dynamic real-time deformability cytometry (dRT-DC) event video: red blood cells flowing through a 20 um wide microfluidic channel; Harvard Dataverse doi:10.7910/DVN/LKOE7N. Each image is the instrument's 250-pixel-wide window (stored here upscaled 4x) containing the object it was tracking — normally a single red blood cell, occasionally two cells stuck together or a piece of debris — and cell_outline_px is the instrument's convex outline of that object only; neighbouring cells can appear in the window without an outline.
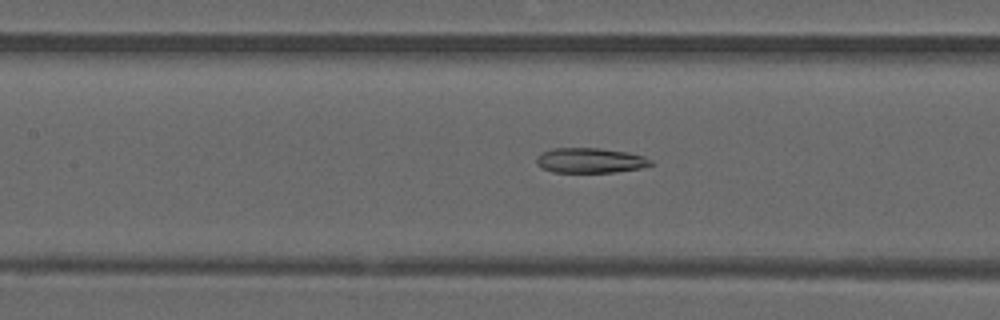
{"species": "common noctule bat (a hibernating species)", "species_latin": "Nyctalus noctula", "temperature_condition": "warm", "stored_images_in_passage": 41, "camera_frame_rate_fps": 3000, "um_per_image_px": 0.085, "animal": {"sex": "male", "forearm_length_mm": 52.5}, "frame": {"image": 1, "passage_image": 14, "time_ms": 4.333, "image_size_px": [1000, 320], "cell_outline_px": [[656, 164], [640, 168], [616, 172], [552, 172], [540, 168], [536, 164], [536, 156], [540, 152], [552, 148], [600, 148], [628, 152], [644, 156], [652, 160]], "centroid_in_image_um": [50.15, 13.63], "position_along_channel_um": 157.3, "area_um2": 16.99}}
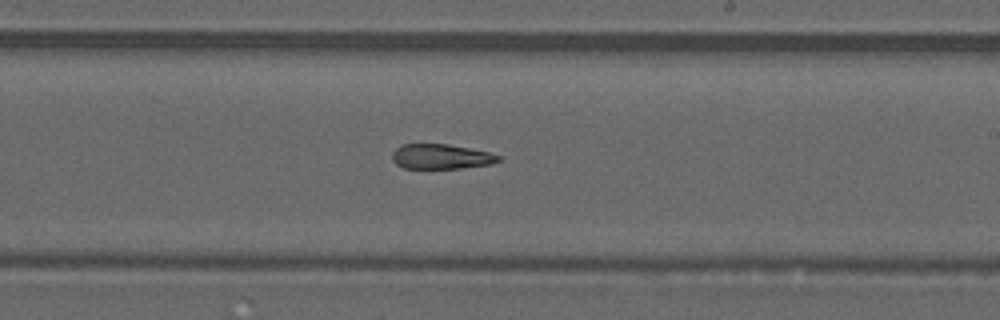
{"frame": {"image": 2, "passage_image": 21, "time_ms": 6.667, "image_size_px": [1000, 320], "cell_outline_px": [[500, 160], [492, 164], [460, 168], [404, 168], [396, 164], [392, 160], [392, 152], [400, 144], [448, 144], [488, 152], [500, 156]], "centroid_in_image_um": [37.45, 13.31], "position_along_channel_um": 251.5, "area_um2": 15.37}}
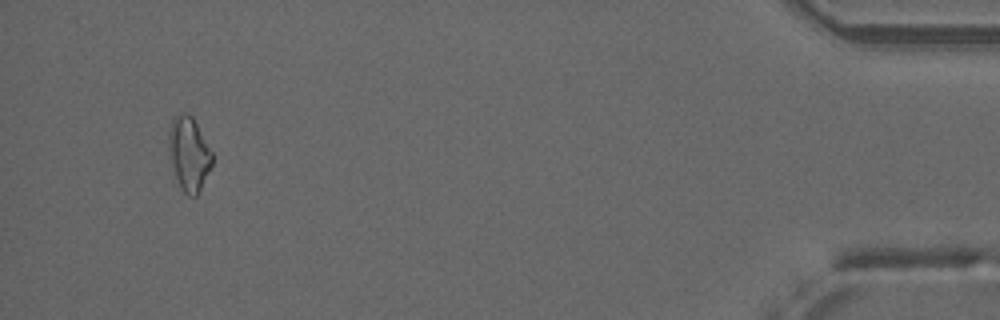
{"frame": {"image": 3, "passage_image": 39, "time_ms": 12.667, "image_size_px": [1000, 320], "cell_outline_px": [[212, 164], [196, 196], [188, 196], [180, 188], [172, 164], [168, 148], [168, 132], [172, 120], [180, 112], [188, 112], [192, 116], [212, 152]], "centroid_in_image_um": [16.04, 13.04], "position_along_channel_um": 419.2, "area_um2": 18.44}, "authors_computed_cell_mechanics": {"area_um2": 16.762, "velocity_mm_per_s": 4.0617, "shape_relaxation_time_tau1_ms": null, "shape_relaxation_time_tau2_ms": 5.1564, "deformation_change_tau1": null, "deformation_change_tau2": 0.1482}}